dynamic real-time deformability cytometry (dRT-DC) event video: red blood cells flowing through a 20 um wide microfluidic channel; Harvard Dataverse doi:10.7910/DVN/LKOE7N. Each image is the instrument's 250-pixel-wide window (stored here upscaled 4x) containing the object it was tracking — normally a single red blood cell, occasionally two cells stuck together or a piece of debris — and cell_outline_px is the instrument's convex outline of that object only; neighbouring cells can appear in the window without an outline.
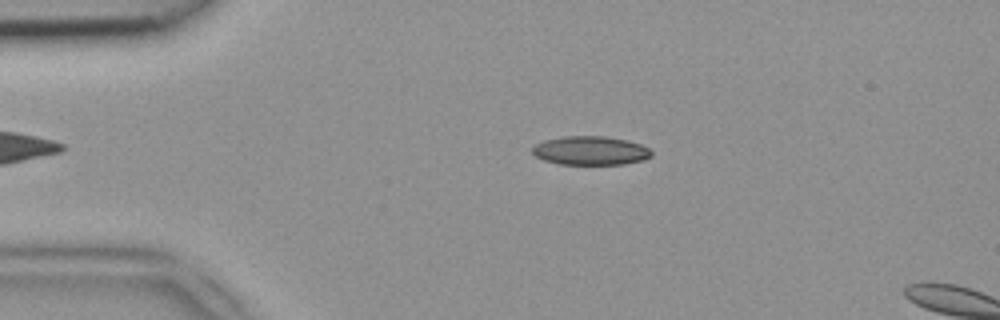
{"species": "common noctule bat (a hibernating species)", "species_latin": "Nyctalus noctula", "temperature_condition": "room temperature", "stored_images_in_passage": 13, "camera_frame_rate_fps": 3000, "um_per_image_px": 0.085, "animal": {"sex": "female", "body_mass_g": 18.4}, "frame": {"image": 1, "passage_image": 10, "time_ms": 3.0, "image_size_px": [1000, 320], "cell_outline_px": [[652, 156], [644, 160], [624, 164], [560, 164], [544, 160], [536, 156], [532, 152], [532, 148], [536, 144], [544, 140], [564, 136], [604, 136], [624, 140], [640, 144], [648, 148], [652, 152]], "centroid_in_image_um": [50.19, 12.8], "position_along_channel_um": 34.8, "area_um2": 19.88}}